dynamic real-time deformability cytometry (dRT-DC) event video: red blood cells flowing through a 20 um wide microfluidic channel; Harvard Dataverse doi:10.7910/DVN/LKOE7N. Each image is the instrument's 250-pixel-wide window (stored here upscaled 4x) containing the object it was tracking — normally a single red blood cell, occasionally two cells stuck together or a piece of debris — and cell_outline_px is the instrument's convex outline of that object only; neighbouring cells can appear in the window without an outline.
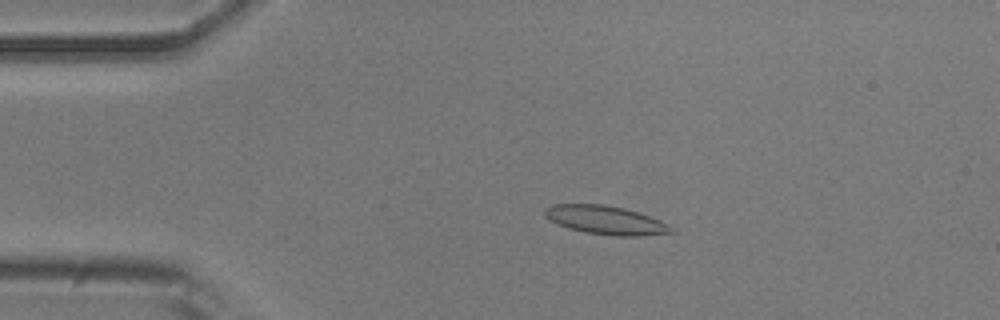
{"species": "common noctule bat (a hibernating species)", "species_latin": "Nyctalus noctula", "temperature_condition": "room temperature", "stored_images_in_passage": 53, "camera_frame_rate_fps": 3000, "um_per_image_px": 0.085, "animal": {"sex": "male", "body_mass_g": 20.5, "forearm_length_mm": 52.5}, "frame": {"image": 1, "passage_image": 11, "time_ms": 3.333, "image_size_px": [1000, 320], "cell_outline_px": [[676, 232], [640, 236], [616, 236], [584, 232], [568, 228], [544, 216], [544, 208], [552, 204], [604, 204], [624, 208], [640, 212], [660, 220], [676, 228]], "centroid_in_image_um": [51.53, 18.7], "position_along_channel_um": 33.5, "area_um2": 21.27}}
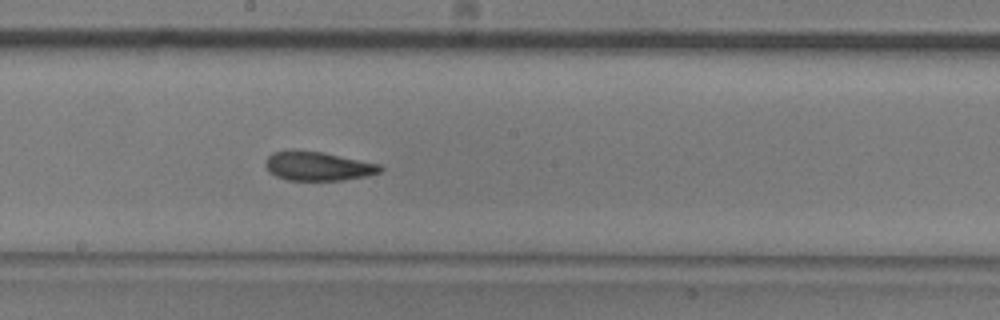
{"frame": {"image": 2, "passage_image": 29, "time_ms": 9.333, "image_size_px": [1000, 320], "cell_outline_px": [[384, 168], [380, 172], [368, 176], [344, 180], [284, 180], [268, 172], [264, 164], [268, 156], [272, 152], [320, 152], [380, 164]], "centroid_in_image_um": [27.04, 14.16], "position_along_channel_um": 221.2, "area_um2": 19.02}}
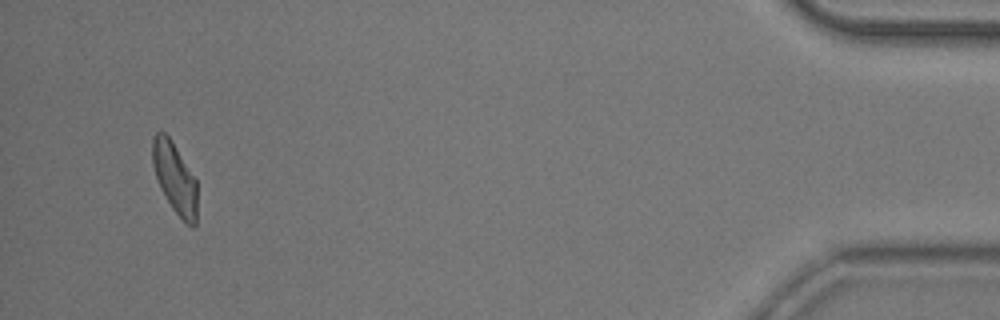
{"frame": {"image": 3, "passage_image": 51, "time_ms": 16.667, "image_size_px": [1000, 320], "cell_outline_px": [[196, 224], [192, 228], [172, 208], [160, 188], [152, 164], [152, 136], [156, 132], [164, 132], [168, 136], [196, 180]], "centroid_in_image_um": [14.83, 15.12], "position_along_channel_um": 420.4, "area_um2": 18.03}, "authors_computed_cell_mechanics": {"area_um2": 19.7676, "velocity_mm_per_s": 3.7855, "shape_relaxation_time_tau1_ms": 6.8779, "shape_relaxation_time_tau2_ms": 2.373, "deformation_change_tau1": 0.1718, "deformation_change_tau2": 0.087}}